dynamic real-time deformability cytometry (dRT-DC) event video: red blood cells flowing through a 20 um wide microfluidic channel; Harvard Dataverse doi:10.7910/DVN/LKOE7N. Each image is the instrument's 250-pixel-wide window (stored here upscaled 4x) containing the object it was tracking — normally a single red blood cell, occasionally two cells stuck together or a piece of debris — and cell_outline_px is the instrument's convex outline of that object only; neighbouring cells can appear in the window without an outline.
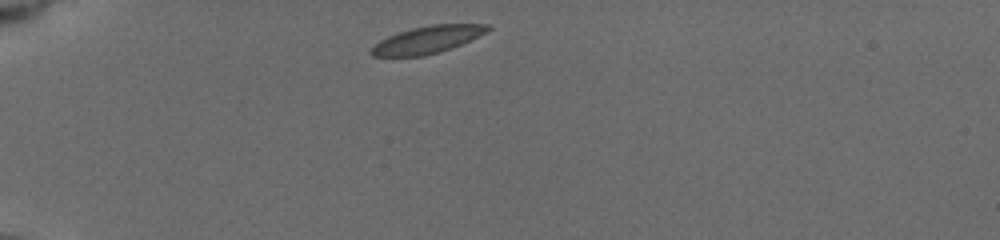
{"species": "common noctule bat (a hibernating species)", "species_latin": "Nyctalus noctula", "temperature_condition": "cold", "stored_images_in_passage": 41, "camera_frame_rate_fps": 3000, "um_per_image_px": 0.085, "animal": {"sex": "female", "body_mass_g": 19.5, "forearm_length_mm": 54.1}, "frame": {"image": 1, "passage_image": 1, "time_ms": 0.0, "image_size_px": [1000, 240], "cell_outline_px": [[492, 28], [488, 32], [452, 48], [440, 52], [424, 56], [372, 56], [368, 52], [380, 40], [388, 36], [412, 28], [432, 24], [488, 24]], "centroid_in_image_um": [36.36, 3.37], "position_along_channel_um": 48.6, "area_um2": 18.5}}
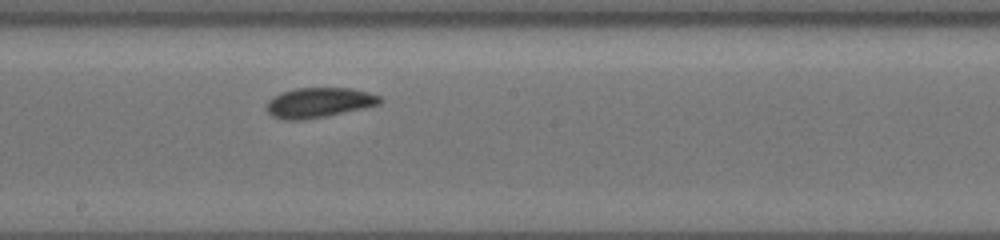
{"frame": {"image": 2, "passage_image": 18, "time_ms": 5.667, "image_size_px": [1000, 240], "cell_outline_px": [[384, 100], [380, 104], [364, 108], [324, 116], [296, 120], [284, 120], [272, 116], [264, 108], [264, 104], [272, 96], [280, 92], [296, 88], [352, 88], [368, 92], [380, 96]], "centroid_in_image_um": [27.07, 8.71], "position_along_channel_um": 221.1, "area_um2": 19.94}}
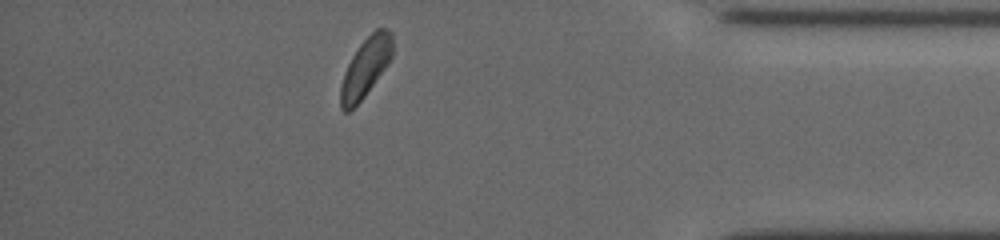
{"frame": {"image": 3, "passage_image": 35, "time_ms": 11.333, "image_size_px": [1000, 240], "cell_outline_px": [[392, 56], [388, 64], [364, 96], [348, 112], [344, 112], [340, 108], [340, 88], [344, 72], [352, 56], [360, 44], [376, 28], [388, 28], [392, 32]], "centroid_in_image_um": [31.07, 5.72], "position_along_channel_um": 404.1, "area_um2": 17.69}, "authors_computed_cell_mechanics": {"area_um2": 19.1318, "velocity_mm_per_s": 3.6936, "shape_relaxation_time_tau1_ms": 5.1786, "shape_relaxation_time_tau2_ms": 2.4773, "deformation_change_tau1": 0.0814, "deformation_change_tau2": 0.0574}}